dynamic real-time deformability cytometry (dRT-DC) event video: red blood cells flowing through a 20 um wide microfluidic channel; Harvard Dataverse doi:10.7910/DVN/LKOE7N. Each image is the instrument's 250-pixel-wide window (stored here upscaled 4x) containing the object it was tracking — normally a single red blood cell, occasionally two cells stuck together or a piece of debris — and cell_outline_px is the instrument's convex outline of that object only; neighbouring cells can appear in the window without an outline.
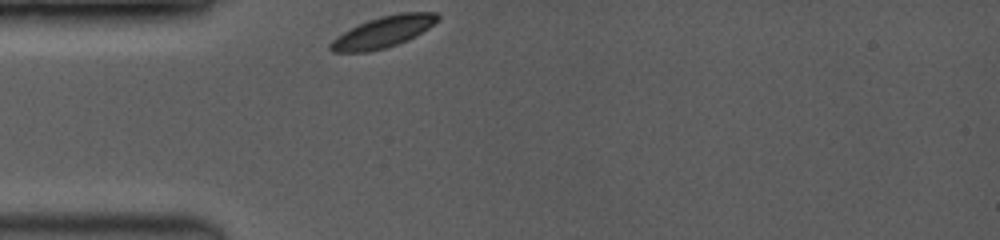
{"species": "common noctule bat (a hibernating species)", "species_latin": "Nyctalus noctula", "temperature_condition": "room temperature", "stored_images_in_passage": 7, "camera_frame_rate_fps": 3500, "um_per_image_px": 0.085, "animal": {"sex": "female", "body_mass_g": 19.0, "forearm_length_mm": 53.3}, "frame": {"image": 1, "passage_image": 1, "time_ms": 0.0, "image_size_px": [1000, 240], "cell_outline_px": [[440, 20], [428, 28], [408, 40], [384, 48], [368, 52], [332, 52], [328, 48], [328, 44], [336, 36], [368, 20], [380, 16], [400, 12], [436, 12], [440, 16]], "centroid_in_image_um": [32.58, 2.71], "position_along_channel_um": 52.4, "area_um2": 19.48}}
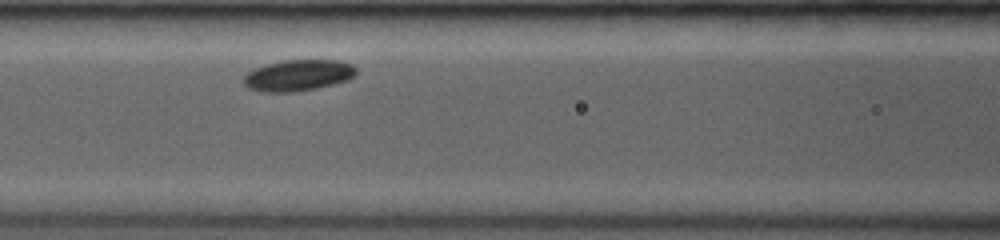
{"frame": {"image": 2, "passage_image": 4, "time_ms": 2.571, "image_size_px": [1000, 240], "cell_outline_px": [[356, 72], [348, 80], [316, 88], [296, 92], [260, 92], [248, 88], [244, 84], [244, 76], [248, 72], [264, 64], [284, 60], [336, 60], [352, 64], [356, 68]], "centroid_in_image_um": [25.31, 6.4], "position_along_channel_um": 141.3, "area_um2": 20.46}}
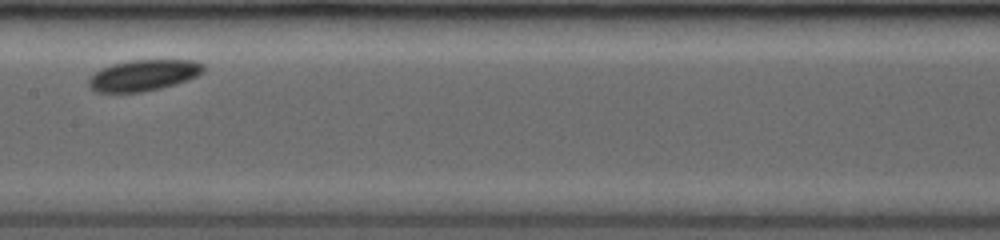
{"frame": {"image": 3, "passage_image": 6, "time_ms": 4.0, "image_size_px": [1000, 240], "cell_outline_px": [[204, 72], [188, 80], [176, 84], [160, 88], [140, 92], [96, 92], [88, 84], [88, 80], [100, 68], [112, 64], [128, 60], [196, 60], [204, 64]], "centroid_in_image_um": [12.23, 6.39], "position_along_channel_um": 195.2, "area_um2": 20.81}}